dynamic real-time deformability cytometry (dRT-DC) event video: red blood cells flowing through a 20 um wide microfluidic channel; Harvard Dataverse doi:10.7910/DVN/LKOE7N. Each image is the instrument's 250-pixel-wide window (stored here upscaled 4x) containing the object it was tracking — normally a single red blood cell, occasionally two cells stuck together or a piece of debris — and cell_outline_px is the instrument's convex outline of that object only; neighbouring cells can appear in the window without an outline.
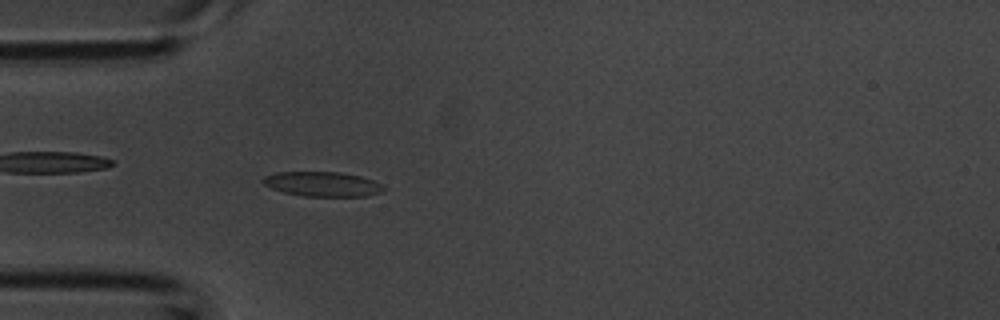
{"species": "common noctule bat (a hibernating species)", "species_latin": "Nyctalus noctula", "temperature_condition": "room temperature", "stored_images_in_passage": 31, "camera_frame_rate_fps": 3000, "um_per_image_px": 0.085, "animal": {"sex": "male", "body_mass_g": 20.1, "forearm_length_mm": 53.5}, "frame": {"image": 1, "passage_image": 1, "time_ms": 0.0, "image_size_px": [1000, 320], "cell_outline_px": [[384, 188], [380, 192], [368, 196], [304, 196], [284, 192], [272, 188], [264, 184], [260, 180], [264, 176], [276, 172], [340, 172], [360, 176], [372, 180], [380, 184]], "centroid_in_image_um": [27.37, 15.64], "position_along_channel_um": 57.6, "area_um2": 17.22}}
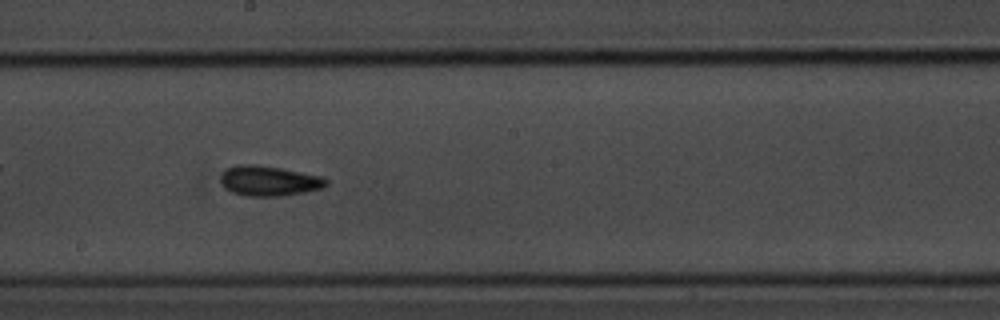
{"frame": {"image": 2, "passage_image": 12, "time_ms": 3.667, "image_size_px": [1000, 320], "cell_outline_px": [[328, 184], [324, 188], [304, 192], [280, 196], [248, 196], [232, 192], [224, 188], [220, 180], [220, 176], [224, 168], [236, 164], [256, 164], [280, 168], [320, 176], [328, 180]], "centroid_in_image_um": [22.82, 15.36], "position_along_channel_um": 225.4, "area_um2": 18.67}}
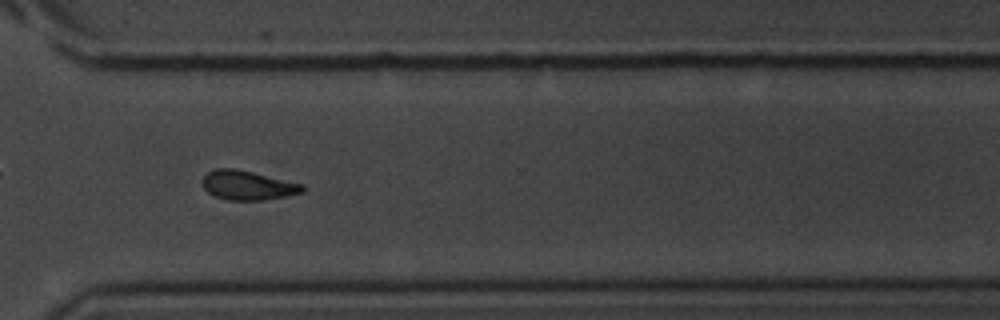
{"frame": {"image": 3, "passage_image": 20, "time_ms": 6.333, "image_size_px": [1000, 320], "cell_outline_px": [[304, 192], [284, 196], [260, 200], [228, 200], [216, 196], [208, 192], [200, 184], [200, 180], [212, 168], [236, 168], [304, 184]], "centroid_in_image_um": [21.01, 15.73], "position_along_channel_um": 349.6, "area_um2": 17.17}}